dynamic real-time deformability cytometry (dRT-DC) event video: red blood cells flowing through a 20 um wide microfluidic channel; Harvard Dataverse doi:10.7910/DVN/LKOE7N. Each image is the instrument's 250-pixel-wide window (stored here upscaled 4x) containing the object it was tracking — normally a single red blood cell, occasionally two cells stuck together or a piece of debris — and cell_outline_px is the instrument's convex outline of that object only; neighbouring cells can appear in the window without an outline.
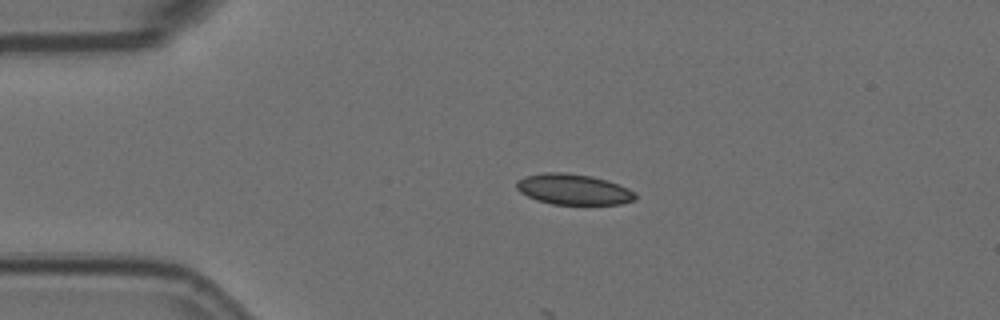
{"species": "Egyptian fruit bat (a non-hibernating species)", "species_latin": "Rousettus aegyptiacus", "temperature_condition": "room temperature", "stored_images_in_passage": 10, "camera_frame_rate_fps": 3000, "um_per_image_px": 0.085, "animal": {"sex": "female"}, "frame": {"image": 1, "passage_image": 1, "time_ms": 0.0, "image_size_px": [1000, 320], "cell_outline_px": [[636, 200], [620, 204], [552, 204], [536, 200], [520, 192], [516, 188], [516, 180], [524, 176], [544, 172], [564, 172], [592, 176], [628, 188], [636, 192]], "centroid_in_image_um": [48.71, 16.09], "position_along_channel_um": 36.3, "area_um2": 21.27}}
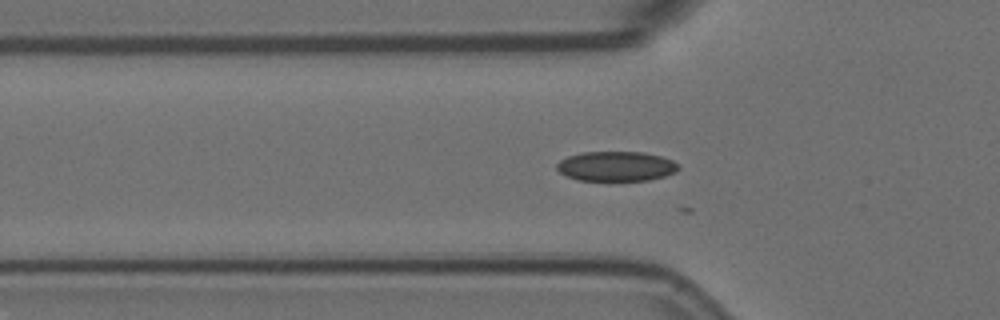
{"frame": {"image": 2, "passage_image": 7, "time_ms": 2.0, "image_size_px": [1000, 320], "cell_outline_px": [[680, 168], [676, 172], [664, 176], [648, 180], [580, 180], [568, 176], [560, 172], [556, 168], [556, 164], [560, 160], [568, 156], [584, 152], [644, 152], [660, 156], [672, 160], [680, 164]], "centroid_in_image_um": [52.41, 14.12], "position_along_channel_um": 73.4, "area_um2": 21.04}}